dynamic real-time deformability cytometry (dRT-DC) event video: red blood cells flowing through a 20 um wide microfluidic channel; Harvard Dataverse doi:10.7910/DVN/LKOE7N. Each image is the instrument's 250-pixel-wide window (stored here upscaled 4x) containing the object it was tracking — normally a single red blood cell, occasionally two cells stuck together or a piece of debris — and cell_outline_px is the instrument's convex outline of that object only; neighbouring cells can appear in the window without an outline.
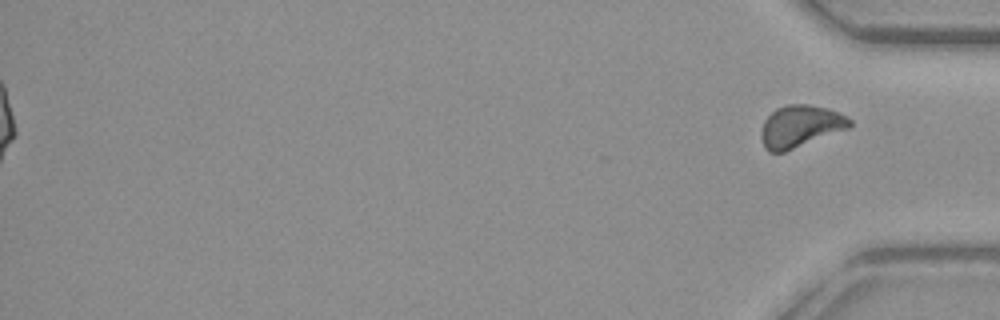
{"species": "common noctule bat (a hibernating species)", "species_latin": "Nyctalus noctula", "temperature_condition": "warm", "stored_images_in_passage": 56, "segment_of_instrument_passage": [2, 2], "camera_frame_rate_fps": 3000, "um_per_image_px": 0.085, "animal": {"sex": "female", "body_mass_g": 29.2, "forearm_length_mm": 56.3}, "frame": {"image": 1, "passage_image": 56, "time_ms": 18.333, "image_size_px": [1000, 320], "cell_outline_px": [[852, 124], [848, 128], [784, 152], [768, 152], [764, 148], [760, 136], [760, 132], [764, 120], [776, 108], [788, 104], [808, 104], [828, 108], [848, 116], [852, 120]], "centroid_in_image_um": [68.01, 10.73], "position_along_channel_um": 367.2, "area_um2": 21.73}}